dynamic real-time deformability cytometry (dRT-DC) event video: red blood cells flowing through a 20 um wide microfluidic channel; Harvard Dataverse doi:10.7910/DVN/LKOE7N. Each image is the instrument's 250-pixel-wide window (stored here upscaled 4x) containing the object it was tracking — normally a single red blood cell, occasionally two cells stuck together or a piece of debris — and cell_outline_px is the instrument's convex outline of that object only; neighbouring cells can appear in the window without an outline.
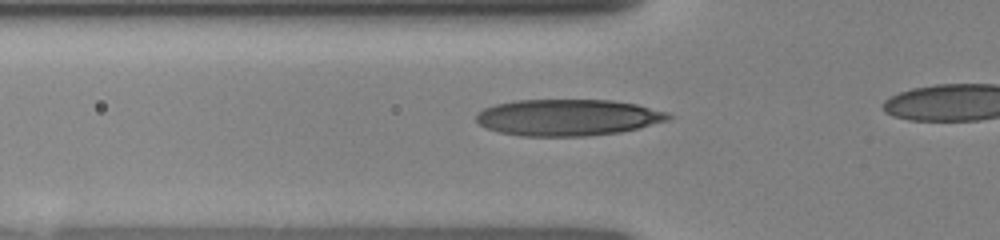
{"species": "human", "species_latin": "Homo sapiens", "temperature_condition": "room temperature", "stored_images_in_passage": 11, "camera_frame_rate_fps": 3000, "um_per_image_px": 0.085, "donor": {"sex": "female"}, "frame": {"image": 1, "passage_image": 8, "time_ms": 4.0, "image_size_px": [1000, 240], "cell_outline_px": [[672, 116], [668, 120], [620, 132], [588, 136], [520, 136], [500, 132], [484, 128], [476, 120], [476, 116], [484, 108], [496, 104], [516, 100], [612, 100], [636, 104], [668, 112]], "centroid_in_image_um": [48.25, 9.98], "position_along_channel_um": 77.6, "area_um2": 40.75}}
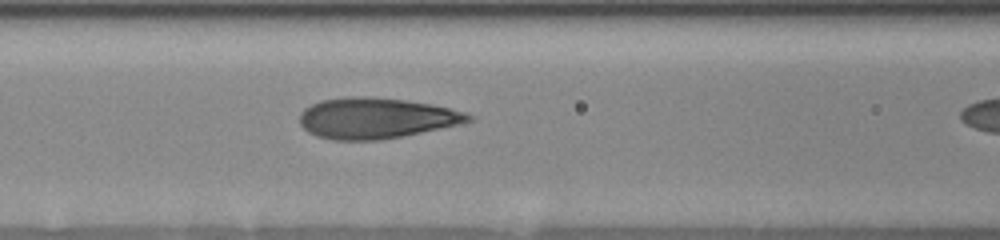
{"frame": {"image": 2, "passage_image": 10, "time_ms": 5.333, "image_size_px": [1000, 240], "cell_outline_px": [[472, 120], [460, 124], [380, 140], [332, 140], [316, 136], [308, 132], [300, 124], [300, 112], [304, 108], [320, 100], [352, 96], [368, 96], [404, 100], [432, 104], [468, 112], [472, 116]], "centroid_in_image_um": [31.94, 10.03], "position_along_channel_um": 134.7, "area_um2": 40.06}}